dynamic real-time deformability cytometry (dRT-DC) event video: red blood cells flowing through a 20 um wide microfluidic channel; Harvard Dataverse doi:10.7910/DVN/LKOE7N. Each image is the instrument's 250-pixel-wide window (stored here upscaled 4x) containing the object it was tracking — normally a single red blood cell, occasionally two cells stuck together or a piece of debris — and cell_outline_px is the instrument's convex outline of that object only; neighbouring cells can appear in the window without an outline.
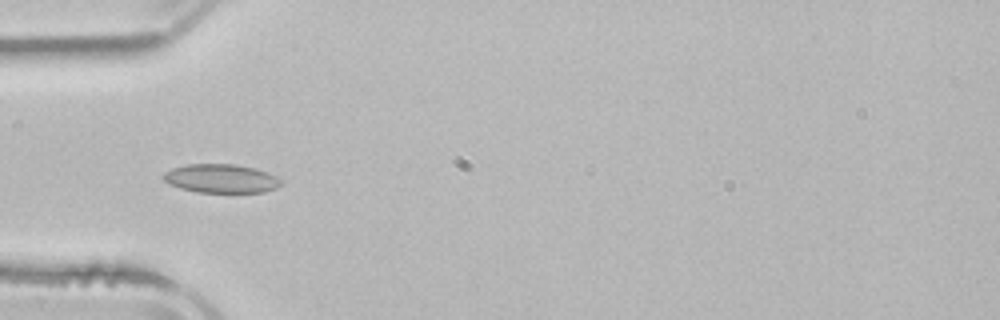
{"species": "common noctule bat (a hibernating species)", "species_latin": "Nyctalus noctula", "temperature_condition": "room temperature", "stored_images_in_passage": 5, "camera_frame_rate_fps": 3000, "um_per_image_px": 0.085, "animal": {"sex": "male", "body_mass_g": 21.5, "forearm_length_mm": 52.0}, "frame": {"image": 1, "passage_image": 4, "time_ms": 3.667, "image_size_px": [1000, 320], "cell_outline_px": [[284, 180], [276, 188], [264, 192], [196, 192], [180, 188], [168, 184], [160, 176], [164, 172], [172, 168], [188, 164], [236, 164], [256, 168], [276, 176]], "centroid_in_image_um": [18.77, 15.17], "position_along_channel_um": 66.2, "area_um2": 19.88}}
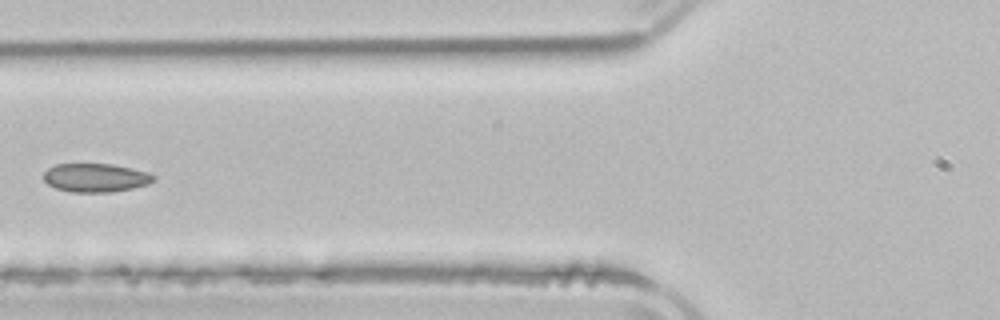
{"frame": {"image": 2, "passage_image": 5, "time_ms": 5.0, "image_size_px": [1000, 320], "cell_outline_px": [[156, 180], [148, 184], [132, 188], [112, 192], [72, 192], [56, 188], [48, 184], [44, 180], [44, 172], [48, 168], [56, 164], [112, 164], [148, 172], [156, 176]], "centroid_in_image_um": [8.14, 15.11], "position_along_channel_um": 117.7, "area_um2": 18.32}}